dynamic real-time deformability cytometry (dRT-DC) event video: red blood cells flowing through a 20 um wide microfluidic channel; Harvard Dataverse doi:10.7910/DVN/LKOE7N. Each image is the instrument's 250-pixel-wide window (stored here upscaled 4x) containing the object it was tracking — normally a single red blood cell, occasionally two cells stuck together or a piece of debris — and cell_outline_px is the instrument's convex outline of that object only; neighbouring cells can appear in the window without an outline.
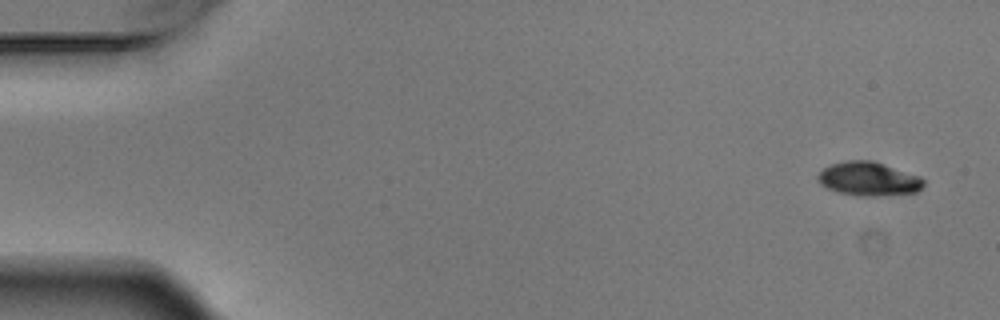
{"species": "Egyptian fruit bat (a non-hibernating species)", "species_latin": "Rousettus aegyptiacus", "temperature_condition": "warm", "stored_images_in_passage": 6, "camera_frame_rate_fps": 3000, "um_per_image_px": 0.085, "animal": {"sex": "male"}, "frame": {"image": 1, "passage_image": 1, "time_ms": 0.0, "image_size_px": [1000, 320], "cell_outline_px": [[924, 184], [916, 192], [872, 196], [860, 196], [840, 192], [828, 188], [820, 184], [816, 180], [816, 176], [824, 168], [832, 164], [844, 160], [872, 160], [920, 176], [924, 180]], "centroid_in_image_um": [73.8, 15.19], "position_along_channel_um": 11.2, "area_um2": 20.69}}
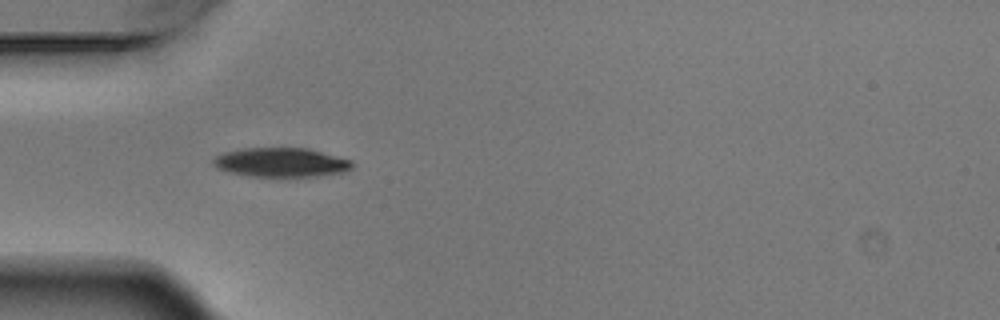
{"frame": {"image": 2, "passage_image": 5, "time_ms": 1.333, "image_size_px": [1000, 320], "cell_outline_px": [[352, 168], [344, 172], [316, 176], [252, 176], [232, 172], [216, 168], [212, 164], [212, 160], [216, 156], [224, 152], [248, 148], [308, 148], [352, 160]], "centroid_in_image_um": [23.9, 13.8], "position_along_channel_um": 61.1, "area_um2": 23.41}}
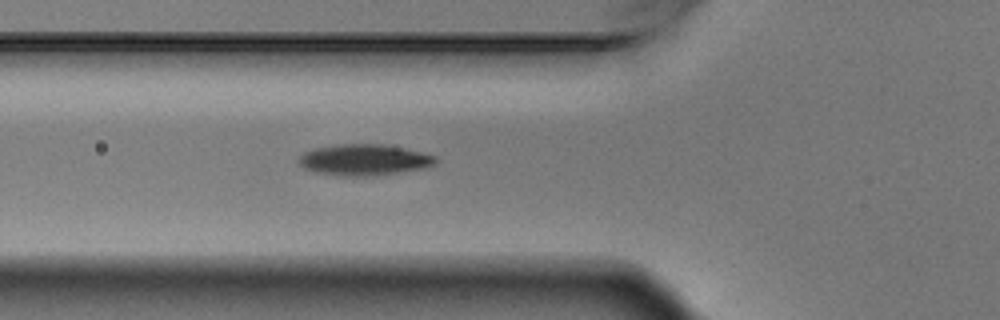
{"frame": {"image": 3, "passage_image": 6, "time_ms": 1.667, "image_size_px": [1000, 320], "cell_outline_px": [[436, 164], [428, 168], [376, 176], [344, 176], [316, 172], [304, 168], [296, 160], [304, 152], [316, 148], [340, 144], [384, 144], [404, 148], [436, 156]], "centroid_in_image_um": [30.98, 13.6], "position_along_channel_um": 94.8, "area_um2": 24.97}}